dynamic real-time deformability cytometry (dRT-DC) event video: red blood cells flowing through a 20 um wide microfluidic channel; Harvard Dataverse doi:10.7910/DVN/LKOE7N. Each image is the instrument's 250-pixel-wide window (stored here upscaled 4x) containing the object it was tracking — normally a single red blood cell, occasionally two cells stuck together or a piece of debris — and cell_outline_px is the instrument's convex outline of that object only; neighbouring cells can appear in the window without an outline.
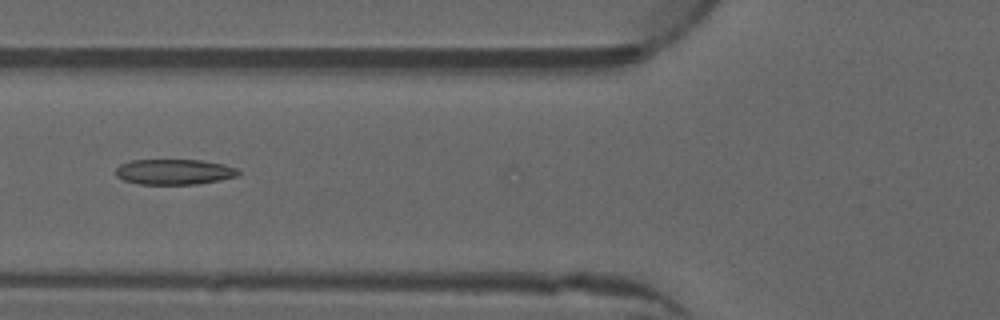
{"species": "common noctule bat (a hibernating species)", "species_latin": "Nyctalus noctula", "temperature_condition": "warm", "stored_images_in_passage": 16, "camera_frame_rate_fps": 3000, "um_per_image_px": 0.085, "animal": {"sex": "male", "forearm_length_mm": 52.5}, "frame": {"image": 1, "passage_image": 7, "time_ms": 2.0, "image_size_px": [1000, 320], "cell_outline_px": [[240, 172], [236, 176], [220, 180], [196, 184], [140, 184], [124, 180], [116, 176], [116, 168], [120, 164], [132, 160], [200, 160], [224, 164], [236, 168]], "centroid_in_image_um": [14.8, 14.6], "position_along_channel_um": 111.0, "area_um2": 18.09}}
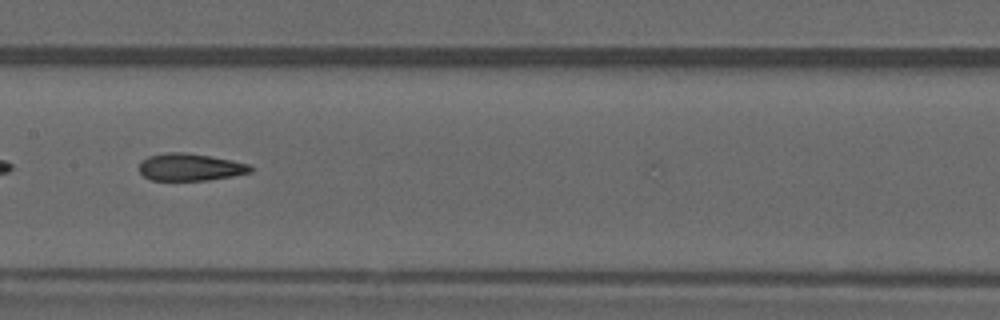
{"frame": {"image": 2, "passage_image": 13, "time_ms": 4.0, "image_size_px": [1000, 320], "cell_outline_px": [[252, 172], [232, 176], [208, 180], [152, 180], [144, 176], [140, 172], [140, 164], [148, 156], [168, 152], [184, 152], [232, 160], [252, 164]], "centroid_in_image_um": [16.2, 14.2], "position_along_channel_um": 191.2, "area_um2": 17.57}}